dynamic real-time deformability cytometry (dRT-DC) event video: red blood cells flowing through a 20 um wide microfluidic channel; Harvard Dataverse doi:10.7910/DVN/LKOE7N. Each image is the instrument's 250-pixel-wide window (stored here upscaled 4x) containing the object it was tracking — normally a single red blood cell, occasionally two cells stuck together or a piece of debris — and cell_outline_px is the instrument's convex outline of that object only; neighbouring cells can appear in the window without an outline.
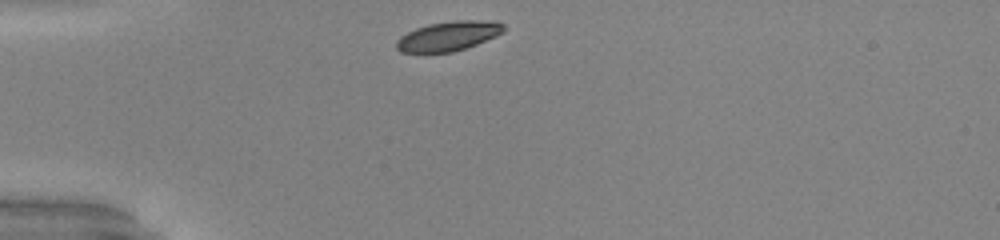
{"species": "common noctule bat (a hibernating species)", "species_latin": "Nyctalus noctula", "temperature_condition": "warm", "stored_images_in_passage": 29, "camera_frame_rate_fps": 3000, "um_per_image_px": 0.085, "animal": {"sex": "male", "body_mass_g": 20.0, "forearm_length_mm": 53.3}, "frame": {"image": 1, "passage_image": 1, "time_ms": 0.0, "image_size_px": [1000, 240], "cell_outline_px": [[504, 32], [496, 36], [476, 44], [452, 52], [400, 52], [396, 48], [396, 40], [400, 36], [416, 28], [428, 24], [452, 20], [496, 20], [504, 24]], "centroid_in_image_um": [38.13, 3.04], "position_along_channel_um": 46.9, "area_um2": 18.55}, "authors_computed_cell_mechanics": {"area_um2": 20.1144, "velocity_mm_per_s": 3.9786, "shape_relaxation_time_tau1_ms": 1.4999, "shape_relaxation_time_tau2_ms": null, "deformation_change_tau1": 0.1042, "deformation_change_tau2": null}}